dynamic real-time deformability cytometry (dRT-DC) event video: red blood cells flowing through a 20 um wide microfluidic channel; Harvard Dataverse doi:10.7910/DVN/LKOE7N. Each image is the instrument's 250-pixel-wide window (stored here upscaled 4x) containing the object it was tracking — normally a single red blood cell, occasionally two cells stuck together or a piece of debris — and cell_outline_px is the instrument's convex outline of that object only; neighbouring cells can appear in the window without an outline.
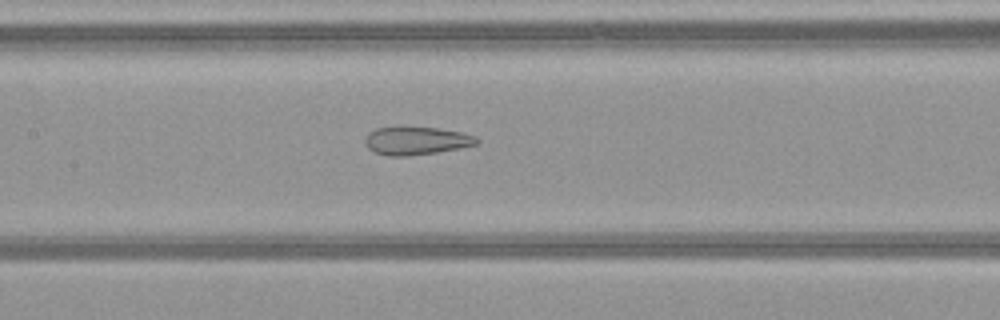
{"species": "common noctule bat (a hibernating species)", "species_latin": "Nyctalus noctula", "temperature_condition": "warm", "stored_images_in_passage": 40, "camera_frame_rate_fps": 3000, "um_per_image_px": 0.085, "animal": {"sex": "female", "body_mass_g": 21.9}, "frame": {"image": 1, "passage_image": 14, "time_ms": 4.333, "image_size_px": [1000, 320], "cell_outline_px": [[480, 140], [476, 144], [460, 148], [436, 152], [408, 156], [388, 156], [376, 152], [368, 148], [364, 144], [364, 140], [368, 132], [376, 128], [400, 124], [436, 128], [460, 132], [476, 136]], "centroid_in_image_um": [35.32, 11.92], "position_along_channel_um": 172.1, "area_um2": 18.84}}
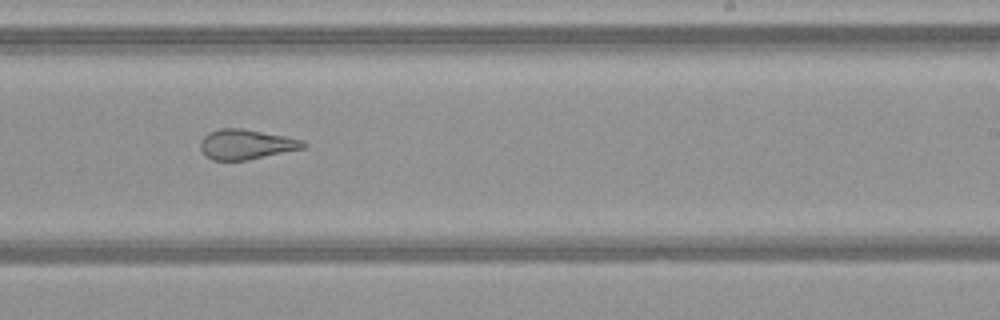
{"frame": {"image": 2, "passage_image": 21, "time_ms": 6.667, "image_size_px": [1000, 320], "cell_outline_px": [[304, 148], [248, 160], [212, 160], [200, 148], [200, 140], [208, 132], [220, 128], [240, 128], [284, 136], [304, 140]], "centroid_in_image_um": [20.89, 12.27], "position_along_channel_um": 268.1, "area_um2": 17.74}}
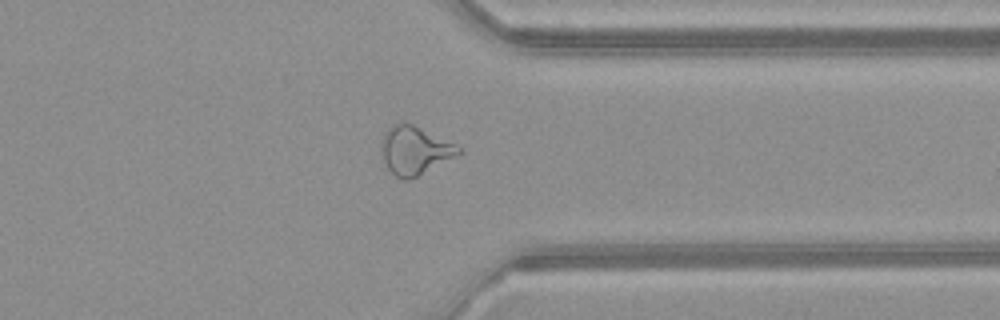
{"frame": {"image": 3, "passage_image": 29, "time_ms": 9.333, "image_size_px": [1000, 320], "cell_outline_px": [[464, 152], [408, 180], [400, 180], [388, 168], [380, 152], [380, 148], [384, 132], [392, 124], [400, 120], [404, 120], [456, 144]], "centroid_in_image_um": [35.22, 12.74], "position_along_channel_um": 376.2, "area_um2": 21.79}, "authors_computed_cell_mechanics": {"area_um2": 21.5016, "velocity_mm_per_s": 4.1299, "shape_relaxation_time_tau1_ms": null, "shape_relaxation_time_tau2_ms": 1.6953, "deformation_change_tau1": null, "deformation_change_tau2": 0.0974}}